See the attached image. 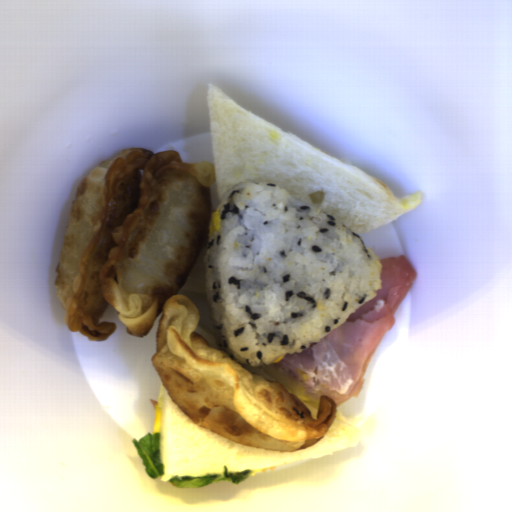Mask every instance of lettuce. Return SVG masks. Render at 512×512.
I'll return each mask as SVG.
<instances>
[{
    "instance_id": "2",
    "label": "lettuce",
    "mask_w": 512,
    "mask_h": 512,
    "mask_svg": "<svg viewBox=\"0 0 512 512\" xmlns=\"http://www.w3.org/2000/svg\"><path fill=\"white\" fill-rule=\"evenodd\" d=\"M132 444L142 459L145 472L152 479L164 475L162 464L160 433H147L140 440L133 438Z\"/></svg>"
},
{
    "instance_id": "1",
    "label": "lettuce",
    "mask_w": 512,
    "mask_h": 512,
    "mask_svg": "<svg viewBox=\"0 0 512 512\" xmlns=\"http://www.w3.org/2000/svg\"><path fill=\"white\" fill-rule=\"evenodd\" d=\"M252 470H243L232 472L224 466V473L206 476H172L168 483L178 489H197L216 483H232L238 485L247 480L252 474Z\"/></svg>"
}]
</instances>
